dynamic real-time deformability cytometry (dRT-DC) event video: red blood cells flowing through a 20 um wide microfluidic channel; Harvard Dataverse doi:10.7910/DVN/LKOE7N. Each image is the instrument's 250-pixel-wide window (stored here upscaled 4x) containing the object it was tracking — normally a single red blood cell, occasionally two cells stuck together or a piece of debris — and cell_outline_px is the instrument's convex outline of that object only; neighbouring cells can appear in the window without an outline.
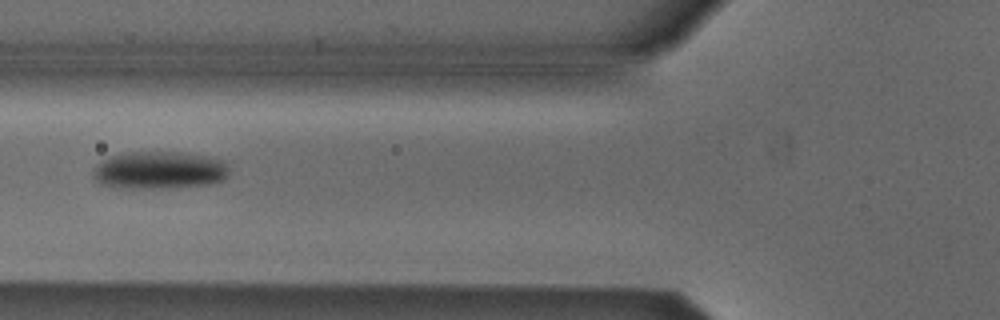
{"species": "Egyptian fruit bat (a non-hibernating species)", "species_latin": "Rousettus aegyptiacus", "temperature_condition": "cold", "stored_images_in_passage": 5, "camera_frame_rate_fps": 3000, "um_per_image_px": 0.085, "animal": {"sex": "male"}, "frame": {"image": 1, "passage_image": 5, "time_ms": 5.667, "image_size_px": [1000, 320], "cell_outline_px": [[228, 176], [220, 180], [208, 184], [164, 188], [124, 188], [100, 184], [92, 176], [92, 168], [100, 160], [124, 152], [188, 152], [224, 160], [228, 164]], "centroid_in_image_um": [13.51, 14.45], "position_along_channel_um": 112.3, "area_um2": 30.11}}